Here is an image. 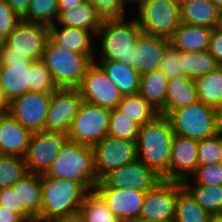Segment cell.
<instances>
[{"label":"cell","instance_id":"obj_1","mask_svg":"<svg viewBox=\"0 0 222 222\" xmlns=\"http://www.w3.org/2000/svg\"><path fill=\"white\" fill-rule=\"evenodd\" d=\"M173 138L169 119L160 114L139 129L136 141L138 160L154 170L162 180H167Z\"/></svg>","mask_w":222,"mask_h":222},{"label":"cell","instance_id":"obj_2","mask_svg":"<svg viewBox=\"0 0 222 222\" xmlns=\"http://www.w3.org/2000/svg\"><path fill=\"white\" fill-rule=\"evenodd\" d=\"M129 19L104 18L95 35L101 48L94 60H118L132 66L133 50L143 31L135 16Z\"/></svg>","mask_w":222,"mask_h":222},{"label":"cell","instance_id":"obj_3","mask_svg":"<svg viewBox=\"0 0 222 222\" xmlns=\"http://www.w3.org/2000/svg\"><path fill=\"white\" fill-rule=\"evenodd\" d=\"M45 175L75 181L88 193L93 192L99 182L94 168L93 148L70 140L61 147Z\"/></svg>","mask_w":222,"mask_h":222},{"label":"cell","instance_id":"obj_4","mask_svg":"<svg viewBox=\"0 0 222 222\" xmlns=\"http://www.w3.org/2000/svg\"><path fill=\"white\" fill-rule=\"evenodd\" d=\"M41 222L78 214L88 192L77 182L41 175Z\"/></svg>","mask_w":222,"mask_h":222},{"label":"cell","instance_id":"obj_5","mask_svg":"<svg viewBox=\"0 0 222 222\" xmlns=\"http://www.w3.org/2000/svg\"><path fill=\"white\" fill-rule=\"evenodd\" d=\"M94 56L68 51L49 38L41 60L58 88H78Z\"/></svg>","mask_w":222,"mask_h":222},{"label":"cell","instance_id":"obj_6","mask_svg":"<svg viewBox=\"0 0 222 222\" xmlns=\"http://www.w3.org/2000/svg\"><path fill=\"white\" fill-rule=\"evenodd\" d=\"M174 135L201 141L212 137L222 130L216 118L214 108L197 101L177 108L166 116Z\"/></svg>","mask_w":222,"mask_h":222},{"label":"cell","instance_id":"obj_7","mask_svg":"<svg viewBox=\"0 0 222 222\" xmlns=\"http://www.w3.org/2000/svg\"><path fill=\"white\" fill-rule=\"evenodd\" d=\"M135 7L143 33L170 39L181 24L180 6L167 0H137Z\"/></svg>","mask_w":222,"mask_h":222},{"label":"cell","instance_id":"obj_8","mask_svg":"<svg viewBox=\"0 0 222 222\" xmlns=\"http://www.w3.org/2000/svg\"><path fill=\"white\" fill-rule=\"evenodd\" d=\"M111 110L82 101L69 128L70 140L93 147L108 135Z\"/></svg>","mask_w":222,"mask_h":222},{"label":"cell","instance_id":"obj_9","mask_svg":"<svg viewBox=\"0 0 222 222\" xmlns=\"http://www.w3.org/2000/svg\"><path fill=\"white\" fill-rule=\"evenodd\" d=\"M48 39L49 27L21 20L0 42V53H18L31 61L40 60Z\"/></svg>","mask_w":222,"mask_h":222},{"label":"cell","instance_id":"obj_10","mask_svg":"<svg viewBox=\"0 0 222 222\" xmlns=\"http://www.w3.org/2000/svg\"><path fill=\"white\" fill-rule=\"evenodd\" d=\"M69 141L67 131L33 132L24 157L28 172L45 174L59 155L61 147Z\"/></svg>","mask_w":222,"mask_h":222},{"label":"cell","instance_id":"obj_11","mask_svg":"<svg viewBox=\"0 0 222 222\" xmlns=\"http://www.w3.org/2000/svg\"><path fill=\"white\" fill-rule=\"evenodd\" d=\"M94 168L100 181L110 171L138 160L137 144L133 141L104 137L93 147Z\"/></svg>","mask_w":222,"mask_h":222},{"label":"cell","instance_id":"obj_12","mask_svg":"<svg viewBox=\"0 0 222 222\" xmlns=\"http://www.w3.org/2000/svg\"><path fill=\"white\" fill-rule=\"evenodd\" d=\"M78 90L83 101L110 110L116 109L122 99L117 86L97 62L88 67Z\"/></svg>","mask_w":222,"mask_h":222},{"label":"cell","instance_id":"obj_13","mask_svg":"<svg viewBox=\"0 0 222 222\" xmlns=\"http://www.w3.org/2000/svg\"><path fill=\"white\" fill-rule=\"evenodd\" d=\"M162 177L140 160L133 161L110 171L95 188L134 189L147 192L154 188Z\"/></svg>","mask_w":222,"mask_h":222},{"label":"cell","instance_id":"obj_14","mask_svg":"<svg viewBox=\"0 0 222 222\" xmlns=\"http://www.w3.org/2000/svg\"><path fill=\"white\" fill-rule=\"evenodd\" d=\"M178 195V182L162 180L146 192L139 220L173 222Z\"/></svg>","mask_w":222,"mask_h":222},{"label":"cell","instance_id":"obj_15","mask_svg":"<svg viewBox=\"0 0 222 222\" xmlns=\"http://www.w3.org/2000/svg\"><path fill=\"white\" fill-rule=\"evenodd\" d=\"M51 96V93L29 91L10 102L8 113L32 133L45 131Z\"/></svg>","mask_w":222,"mask_h":222},{"label":"cell","instance_id":"obj_16","mask_svg":"<svg viewBox=\"0 0 222 222\" xmlns=\"http://www.w3.org/2000/svg\"><path fill=\"white\" fill-rule=\"evenodd\" d=\"M82 101L78 88H57L48 105L45 132H68Z\"/></svg>","mask_w":222,"mask_h":222},{"label":"cell","instance_id":"obj_17","mask_svg":"<svg viewBox=\"0 0 222 222\" xmlns=\"http://www.w3.org/2000/svg\"><path fill=\"white\" fill-rule=\"evenodd\" d=\"M120 222L138 221L146 192L130 188H94Z\"/></svg>","mask_w":222,"mask_h":222},{"label":"cell","instance_id":"obj_18","mask_svg":"<svg viewBox=\"0 0 222 222\" xmlns=\"http://www.w3.org/2000/svg\"><path fill=\"white\" fill-rule=\"evenodd\" d=\"M198 143L199 141L174 135L167 180L182 183L195 173L198 167Z\"/></svg>","mask_w":222,"mask_h":222},{"label":"cell","instance_id":"obj_19","mask_svg":"<svg viewBox=\"0 0 222 222\" xmlns=\"http://www.w3.org/2000/svg\"><path fill=\"white\" fill-rule=\"evenodd\" d=\"M170 39L142 33L132 55V67L140 75L159 69Z\"/></svg>","mask_w":222,"mask_h":222},{"label":"cell","instance_id":"obj_20","mask_svg":"<svg viewBox=\"0 0 222 222\" xmlns=\"http://www.w3.org/2000/svg\"><path fill=\"white\" fill-rule=\"evenodd\" d=\"M31 135L10 113L0 114V155L24 158Z\"/></svg>","mask_w":222,"mask_h":222},{"label":"cell","instance_id":"obj_21","mask_svg":"<svg viewBox=\"0 0 222 222\" xmlns=\"http://www.w3.org/2000/svg\"><path fill=\"white\" fill-rule=\"evenodd\" d=\"M31 63L11 62L0 65V86L9 102L31 92Z\"/></svg>","mask_w":222,"mask_h":222},{"label":"cell","instance_id":"obj_22","mask_svg":"<svg viewBox=\"0 0 222 222\" xmlns=\"http://www.w3.org/2000/svg\"><path fill=\"white\" fill-rule=\"evenodd\" d=\"M57 23L49 27V38L68 51L86 55L97 54L93 44L95 36L86 29L58 26ZM95 45V46H94Z\"/></svg>","mask_w":222,"mask_h":222},{"label":"cell","instance_id":"obj_23","mask_svg":"<svg viewBox=\"0 0 222 222\" xmlns=\"http://www.w3.org/2000/svg\"><path fill=\"white\" fill-rule=\"evenodd\" d=\"M18 205L35 221L41 222L42 185L41 175L28 173L12 185Z\"/></svg>","mask_w":222,"mask_h":222},{"label":"cell","instance_id":"obj_24","mask_svg":"<svg viewBox=\"0 0 222 222\" xmlns=\"http://www.w3.org/2000/svg\"><path fill=\"white\" fill-rule=\"evenodd\" d=\"M181 23L215 29L221 11L210 0H184L180 6Z\"/></svg>","mask_w":222,"mask_h":222},{"label":"cell","instance_id":"obj_25","mask_svg":"<svg viewBox=\"0 0 222 222\" xmlns=\"http://www.w3.org/2000/svg\"><path fill=\"white\" fill-rule=\"evenodd\" d=\"M102 67L121 96L139 93L140 77L137 70L118 60H94Z\"/></svg>","mask_w":222,"mask_h":222},{"label":"cell","instance_id":"obj_26","mask_svg":"<svg viewBox=\"0 0 222 222\" xmlns=\"http://www.w3.org/2000/svg\"><path fill=\"white\" fill-rule=\"evenodd\" d=\"M104 18L89 2H84L67 11H58L56 23L59 26L86 29L94 36L103 23Z\"/></svg>","mask_w":222,"mask_h":222},{"label":"cell","instance_id":"obj_27","mask_svg":"<svg viewBox=\"0 0 222 222\" xmlns=\"http://www.w3.org/2000/svg\"><path fill=\"white\" fill-rule=\"evenodd\" d=\"M212 28L181 23L170 38V44L180 52H199L209 48Z\"/></svg>","mask_w":222,"mask_h":222},{"label":"cell","instance_id":"obj_28","mask_svg":"<svg viewBox=\"0 0 222 222\" xmlns=\"http://www.w3.org/2000/svg\"><path fill=\"white\" fill-rule=\"evenodd\" d=\"M168 81L159 69L145 73L140 77L139 94L163 116H165Z\"/></svg>","mask_w":222,"mask_h":222},{"label":"cell","instance_id":"obj_29","mask_svg":"<svg viewBox=\"0 0 222 222\" xmlns=\"http://www.w3.org/2000/svg\"><path fill=\"white\" fill-rule=\"evenodd\" d=\"M198 101L196 83L194 79L182 76L168 81L165 116L171 111L190 106Z\"/></svg>","mask_w":222,"mask_h":222},{"label":"cell","instance_id":"obj_30","mask_svg":"<svg viewBox=\"0 0 222 222\" xmlns=\"http://www.w3.org/2000/svg\"><path fill=\"white\" fill-rule=\"evenodd\" d=\"M116 109L140 127L145 123L151 122L159 115V112L154 109L139 93L122 96V99Z\"/></svg>","mask_w":222,"mask_h":222},{"label":"cell","instance_id":"obj_31","mask_svg":"<svg viewBox=\"0 0 222 222\" xmlns=\"http://www.w3.org/2000/svg\"><path fill=\"white\" fill-rule=\"evenodd\" d=\"M211 215L178 182V195L173 222H209Z\"/></svg>","mask_w":222,"mask_h":222},{"label":"cell","instance_id":"obj_32","mask_svg":"<svg viewBox=\"0 0 222 222\" xmlns=\"http://www.w3.org/2000/svg\"><path fill=\"white\" fill-rule=\"evenodd\" d=\"M198 101L215 108L222 99V65L195 79Z\"/></svg>","mask_w":222,"mask_h":222},{"label":"cell","instance_id":"obj_33","mask_svg":"<svg viewBox=\"0 0 222 222\" xmlns=\"http://www.w3.org/2000/svg\"><path fill=\"white\" fill-rule=\"evenodd\" d=\"M220 66L208 50L199 52H181V69L185 76L196 79Z\"/></svg>","mask_w":222,"mask_h":222},{"label":"cell","instance_id":"obj_34","mask_svg":"<svg viewBox=\"0 0 222 222\" xmlns=\"http://www.w3.org/2000/svg\"><path fill=\"white\" fill-rule=\"evenodd\" d=\"M194 200L210 215H218L222 210L221 185H183Z\"/></svg>","mask_w":222,"mask_h":222},{"label":"cell","instance_id":"obj_35","mask_svg":"<svg viewBox=\"0 0 222 222\" xmlns=\"http://www.w3.org/2000/svg\"><path fill=\"white\" fill-rule=\"evenodd\" d=\"M79 214L84 222H120L95 191L85 196Z\"/></svg>","mask_w":222,"mask_h":222},{"label":"cell","instance_id":"obj_36","mask_svg":"<svg viewBox=\"0 0 222 222\" xmlns=\"http://www.w3.org/2000/svg\"><path fill=\"white\" fill-rule=\"evenodd\" d=\"M58 0H31L22 20L50 27L58 18Z\"/></svg>","mask_w":222,"mask_h":222},{"label":"cell","instance_id":"obj_37","mask_svg":"<svg viewBox=\"0 0 222 222\" xmlns=\"http://www.w3.org/2000/svg\"><path fill=\"white\" fill-rule=\"evenodd\" d=\"M28 173L24 158L0 155V189L14 185Z\"/></svg>","mask_w":222,"mask_h":222},{"label":"cell","instance_id":"obj_38","mask_svg":"<svg viewBox=\"0 0 222 222\" xmlns=\"http://www.w3.org/2000/svg\"><path fill=\"white\" fill-rule=\"evenodd\" d=\"M140 126L129 120L117 109L111 110L108 136L128 141H137Z\"/></svg>","mask_w":222,"mask_h":222},{"label":"cell","instance_id":"obj_39","mask_svg":"<svg viewBox=\"0 0 222 222\" xmlns=\"http://www.w3.org/2000/svg\"><path fill=\"white\" fill-rule=\"evenodd\" d=\"M222 163V130L198 143V167Z\"/></svg>","mask_w":222,"mask_h":222},{"label":"cell","instance_id":"obj_40","mask_svg":"<svg viewBox=\"0 0 222 222\" xmlns=\"http://www.w3.org/2000/svg\"><path fill=\"white\" fill-rule=\"evenodd\" d=\"M31 72V92L52 94L58 88L46 64L41 59L32 61Z\"/></svg>","mask_w":222,"mask_h":222},{"label":"cell","instance_id":"obj_41","mask_svg":"<svg viewBox=\"0 0 222 222\" xmlns=\"http://www.w3.org/2000/svg\"><path fill=\"white\" fill-rule=\"evenodd\" d=\"M182 185L222 186V163L197 167L195 173L184 180Z\"/></svg>","mask_w":222,"mask_h":222},{"label":"cell","instance_id":"obj_42","mask_svg":"<svg viewBox=\"0 0 222 222\" xmlns=\"http://www.w3.org/2000/svg\"><path fill=\"white\" fill-rule=\"evenodd\" d=\"M159 70L168 80L185 76L181 69V52L173 45L169 44L164 52Z\"/></svg>","mask_w":222,"mask_h":222},{"label":"cell","instance_id":"obj_43","mask_svg":"<svg viewBox=\"0 0 222 222\" xmlns=\"http://www.w3.org/2000/svg\"><path fill=\"white\" fill-rule=\"evenodd\" d=\"M86 2L92 4L103 18L128 17L125 15V8L132 3L130 0H86Z\"/></svg>","mask_w":222,"mask_h":222},{"label":"cell","instance_id":"obj_44","mask_svg":"<svg viewBox=\"0 0 222 222\" xmlns=\"http://www.w3.org/2000/svg\"><path fill=\"white\" fill-rule=\"evenodd\" d=\"M21 20L5 0H0V42L4 41Z\"/></svg>","mask_w":222,"mask_h":222},{"label":"cell","instance_id":"obj_45","mask_svg":"<svg viewBox=\"0 0 222 222\" xmlns=\"http://www.w3.org/2000/svg\"><path fill=\"white\" fill-rule=\"evenodd\" d=\"M0 205L8 210L19 214L26 222H35L23 209L18 205V198L12 186L0 189Z\"/></svg>","mask_w":222,"mask_h":222},{"label":"cell","instance_id":"obj_46","mask_svg":"<svg viewBox=\"0 0 222 222\" xmlns=\"http://www.w3.org/2000/svg\"><path fill=\"white\" fill-rule=\"evenodd\" d=\"M208 51L222 65V30L219 27L211 32Z\"/></svg>","mask_w":222,"mask_h":222},{"label":"cell","instance_id":"obj_47","mask_svg":"<svg viewBox=\"0 0 222 222\" xmlns=\"http://www.w3.org/2000/svg\"><path fill=\"white\" fill-rule=\"evenodd\" d=\"M11 9L22 19L27 11L31 0H5Z\"/></svg>","mask_w":222,"mask_h":222},{"label":"cell","instance_id":"obj_48","mask_svg":"<svg viewBox=\"0 0 222 222\" xmlns=\"http://www.w3.org/2000/svg\"><path fill=\"white\" fill-rule=\"evenodd\" d=\"M11 62H32L30 59L18 53H0V65H8Z\"/></svg>","mask_w":222,"mask_h":222},{"label":"cell","instance_id":"obj_49","mask_svg":"<svg viewBox=\"0 0 222 222\" xmlns=\"http://www.w3.org/2000/svg\"><path fill=\"white\" fill-rule=\"evenodd\" d=\"M0 222H26L19 214L0 205Z\"/></svg>","mask_w":222,"mask_h":222},{"label":"cell","instance_id":"obj_50","mask_svg":"<svg viewBox=\"0 0 222 222\" xmlns=\"http://www.w3.org/2000/svg\"><path fill=\"white\" fill-rule=\"evenodd\" d=\"M86 0H58V11H67L80 4H83Z\"/></svg>","mask_w":222,"mask_h":222},{"label":"cell","instance_id":"obj_51","mask_svg":"<svg viewBox=\"0 0 222 222\" xmlns=\"http://www.w3.org/2000/svg\"><path fill=\"white\" fill-rule=\"evenodd\" d=\"M10 102L6 98L3 89L0 86V114L8 113Z\"/></svg>","mask_w":222,"mask_h":222},{"label":"cell","instance_id":"obj_52","mask_svg":"<svg viewBox=\"0 0 222 222\" xmlns=\"http://www.w3.org/2000/svg\"><path fill=\"white\" fill-rule=\"evenodd\" d=\"M50 222H84V220L81 217V215L78 213L72 216H66L63 218L54 219Z\"/></svg>","mask_w":222,"mask_h":222},{"label":"cell","instance_id":"obj_53","mask_svg":"<svg viewBox=\"0 0 222 222\" xmlns=\"http://www.w3.org/2000/svg\"><path fill=\"white\" fill-rule=\"evenodd\" d=\"M214 111L216 113V118L218 120V123L222 127V99L215 106Z\"/></svg>","mask_w":222,"mask_h":222},{"label":"cell","instance_id":"obj_54","mask_svg":"<svg viewBox=\"0 0 222 222\" xmlns=\"http://www.w3.org/2000/svg\"><path fill=\"white\" fill-rule=\"evenodd\" d=\"M220 11H222V0H210Z\"/></svg>","mask_w":222,"mask_h":222},{"label":"cell","instance_id":"obj_55","mask_svg":"<svg viewBox=\"0 0 222 222\" xmlns=\"http://www.w3.org/2000/svg\"><path fill=\"white\" fill-rule=\"evenodd\" d=\"M209 222H222V218L218 215H211Z\"/></svg>","mask_w":222,"mask_h":222},{"label":"cell","instance_id":"obj_56","mask_svg":"<svg viewBox=\"0 0 222 222\" xmlns=\"http://www.w3.org/2000/svg\"><path fill=\"white\" fill-rule=\"evenodd\" d=\"M167 1L172 2V3H174V4H177L178 6H181V5H182V2H183L184 0H167Z\"/></svg>","mask_w":222,"mask_h":222},{"label":"cell","instance_id":"obj_57","mask_svg":"<svg viewBox=\"0 0 222 222\" xmlns=\"http://www.w3.org/2000/svg\"><path fill=\"white\" fill-rule=\"evenodd\" d=\"M219 28L222 30V11H221V14H220Z\"/></svg>","mask_w":222,"mask_h":222},{"label":"cell","instance_id":"obj_58","mask_svg":"<svg viewBox=\"0 0 222 222\" xmlns=\"http://www.w3.org/2000/svg\"><path fill=\"white\" fill-rule=\"evenodd\" d=\"M218 216H220L222 218V210L220 211V213L218 214Z\"/></svg>","mask_w":222,"mask_h":222}]
</instances>
